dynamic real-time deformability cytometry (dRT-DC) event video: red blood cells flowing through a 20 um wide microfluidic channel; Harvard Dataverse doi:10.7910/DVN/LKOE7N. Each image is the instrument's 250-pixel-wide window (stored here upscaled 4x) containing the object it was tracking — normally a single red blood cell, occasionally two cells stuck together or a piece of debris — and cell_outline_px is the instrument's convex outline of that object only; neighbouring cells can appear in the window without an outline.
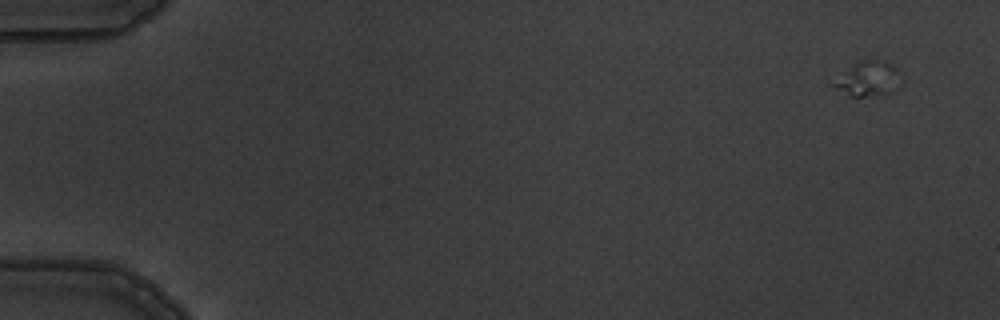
{"species": "common noctule bat (a hibernating species)", "species_latin": "Nyctalus noctula", "temperature_condition": "warm", "stored_images_in_passage": 3, "camera_frame_rate_fps": 3000, "um_per_image_px": 0.085, "animal": {"sex": "male", "body_mass_g": 19.5, "forearm_length_mm": 54.6}, "frame": {"image": 1, "passage_image": 1, "time_ms": 0.0, "image_size_px": [1000, 320], "cell_outline_px": [[904, 84], [900, 88], [892, 92], [864, 96], [852, 96], [828, 84], [828, 80], [860, 60], [876, 60], [892, 64], [896, 68], [904, 80]], "centroid_in_image_um": [73.78, 6.7], "position_along_channel_um": 11.2, "area_um2": 14.16}}